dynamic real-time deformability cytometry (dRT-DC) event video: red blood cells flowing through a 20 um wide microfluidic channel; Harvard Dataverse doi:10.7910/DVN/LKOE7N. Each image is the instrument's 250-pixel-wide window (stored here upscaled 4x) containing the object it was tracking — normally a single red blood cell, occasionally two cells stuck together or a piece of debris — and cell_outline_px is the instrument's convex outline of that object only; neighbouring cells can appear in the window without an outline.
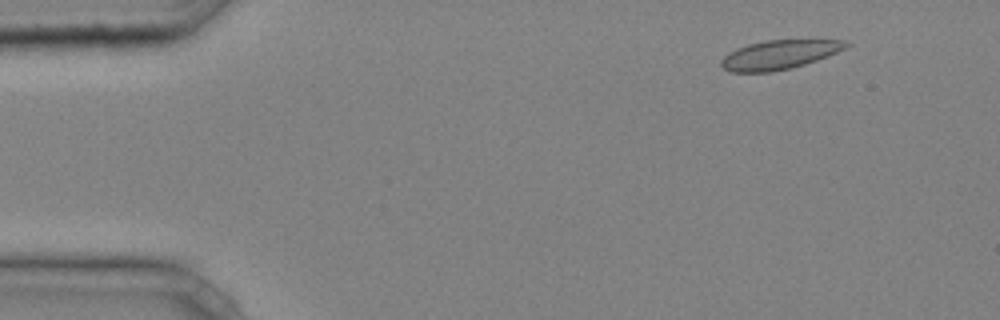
{"species": "common noctule bat (a hibernating species)", "species_latin": "Nyctalus noctula", "temperature_condition": "cold", "stored_images_in_passage": 41, "camera_frame_rate_fps": 3000, "um_per_image_px": 0.085, "animal": {"sex": "male", "body_mass_g": 20.4}, "frame": {"image": 1, "passage_image": 5, "time_ms": 1.333, "image_size_px": [1000, 320], "cell_outline_px": [[852, 44], [828, 56], [804, 64], [772, 72], [728, 72], [720, 64], [720, 60], [728, 52], [736, 48], [748, 44], [764, 40], [844, 40]], "centroid_in_image_um": [66.19, 4.65], "position_along_channel_um": 18.8, "area_um2": 21.1}}
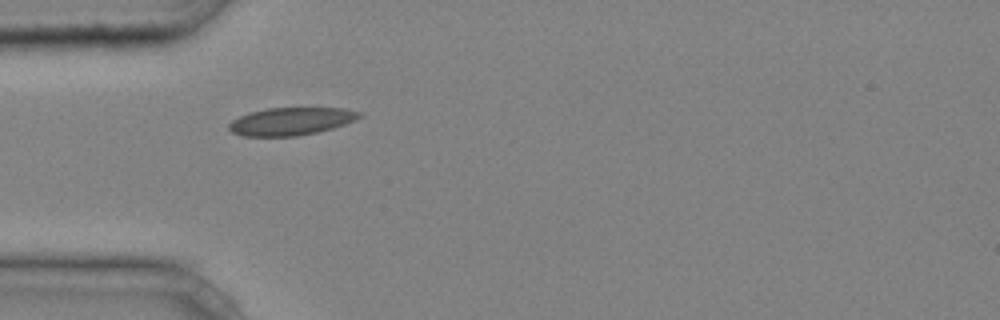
{"frame": {"image": 2, "passage_image": 14, "time_ms": 4.333, "image_size_px": [1000, 320], "cell_outline_px": [[364, 116], [356, 120], [332, 128], [316, 132], [296, 136], [244, 136], [232, 132], [228, 128], [228, 124], [232, 120], [240, 116], [252, 112], [268, 108], [344, 108], [360, 112]], "centroid_in_image_um": [24.76, 10.31], "position_along_channel_um": 60.2, "area_um2": 20.92}}
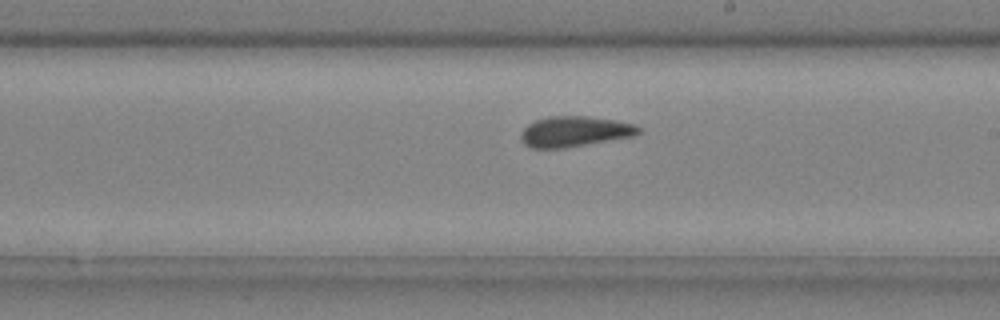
{"frame": {"image": 3, "passage_image": 27, "time_ms": 8.667, "image_size_px": [1000, 320], "cell_outline_px": [[640, 132], [632, 136], [564, 148], [532, 148], [524, 144], [520, 136], [520, 132], [528, 124], [536, 120], [552, 116], [588, 116], [616, 120], [636, 124], [640, 128]], "centroid_in_image_um": [48.83, 11.17], "position_along_channel_um": 240.2, "area_um2": 20.81}, "authors_computed_cell_mechanics": {"area_um2": 21.0392, "velocity_mm_per_s": 4.2056, "shape_relaxation_time_tau1_ms": 6.1218, "shape_relaxation_time_tau2_ms": 0.6569, "deformation_change_tau1": 0.091, "deformation_change_tau2": 0.0511}}